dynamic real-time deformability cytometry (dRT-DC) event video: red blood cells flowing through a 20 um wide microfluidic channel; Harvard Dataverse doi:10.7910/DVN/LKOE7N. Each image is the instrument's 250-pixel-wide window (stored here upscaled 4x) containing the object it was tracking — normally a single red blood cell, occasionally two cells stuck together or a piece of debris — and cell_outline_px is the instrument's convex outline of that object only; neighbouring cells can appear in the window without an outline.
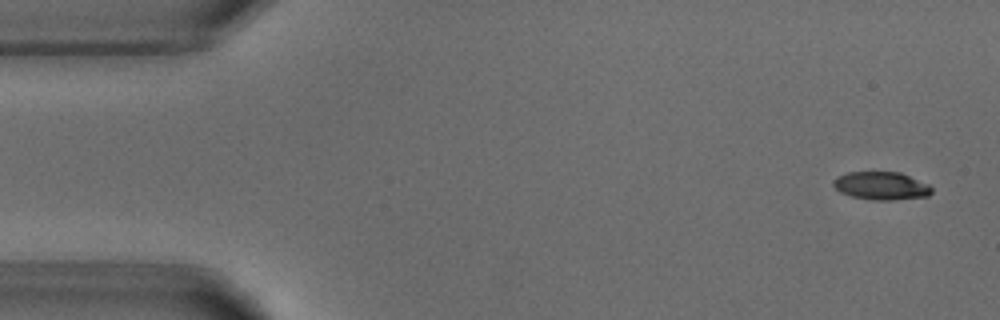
{"species": "common noctule bat (a hibernating species)", "species_latin": "Nyctalus noctula", "temperature_condition": "warm", "stored_images_in_passage": 7, "camera_frame_rate_fps": 3000, "um_per_image_px": 0.085, "animal": {"sex": "male", "body_mass_g": 18.8}, "frame": {"image": 1, "passage_image": 1, "time_ms": 0.0, "image_size_px": [1000, 320], "cell_outline_px": [[932, 192], [928, 196], [892, 200], [872, 200], [852, 196], [840, 192], [832, 184], [832, 180], [848, 172], [900, 172], [928, 184], [932, 188]], "centroid_in_image_um": [74.91, 15.79], "position_along_channel_um": 10.1, "area_um2": 15.95}}
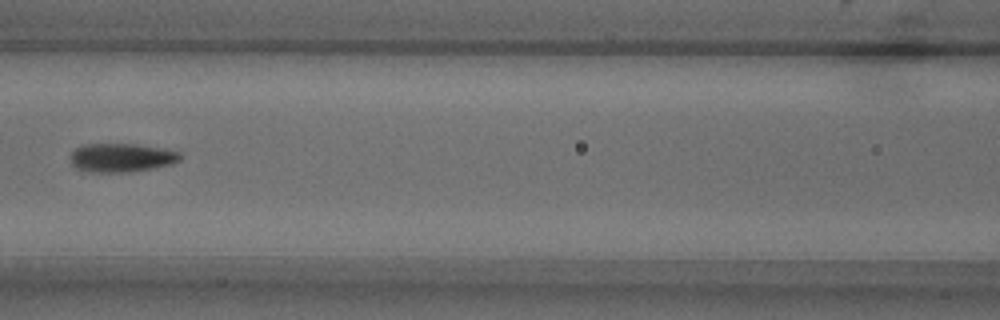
{"frame": {"image": 2, "passage_image": 6, "time_ms": 6.667, "image_size_px": [1000, 320], "cell_outline_px": [[180, 160], [172, 164], [132, 172], [88, 172], [76, 168], [72, 164], [72, 152], [76, 148], [84, 144], [136, 144], [164, 148], [180, 152]], "centroid_in_image_um": [10.34, 13.4], "position_along_channel_um": 156.3, "area_um2": 18.38}}
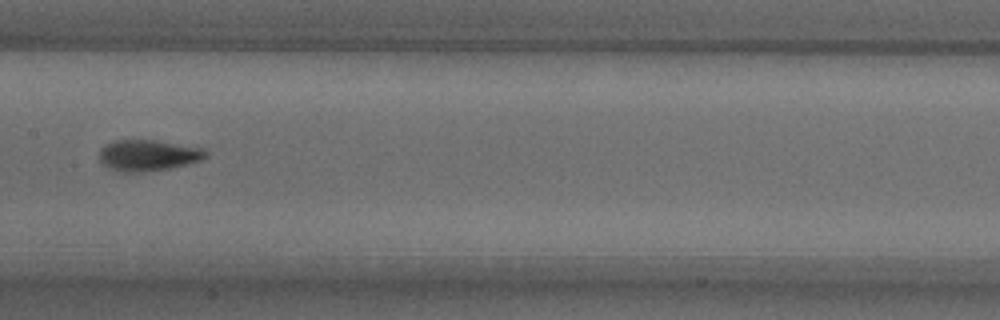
{"frame": {"image": 3, "passage_image": 7, "time_ms": 7.667, "image_size_px": [1000, 320], "cell_outline_px": [[208, 156], [200, 160], [168, 168], [140, 172], [120, 172], [108, 168], [100, 160], [100, 148], [112, 140], [152, 140], [204, 148], [208, 152]], "centroid_in_image_um": [12.56, 13.19], "position_along_channel_um": 194.8, "area_um2": 19.13}}